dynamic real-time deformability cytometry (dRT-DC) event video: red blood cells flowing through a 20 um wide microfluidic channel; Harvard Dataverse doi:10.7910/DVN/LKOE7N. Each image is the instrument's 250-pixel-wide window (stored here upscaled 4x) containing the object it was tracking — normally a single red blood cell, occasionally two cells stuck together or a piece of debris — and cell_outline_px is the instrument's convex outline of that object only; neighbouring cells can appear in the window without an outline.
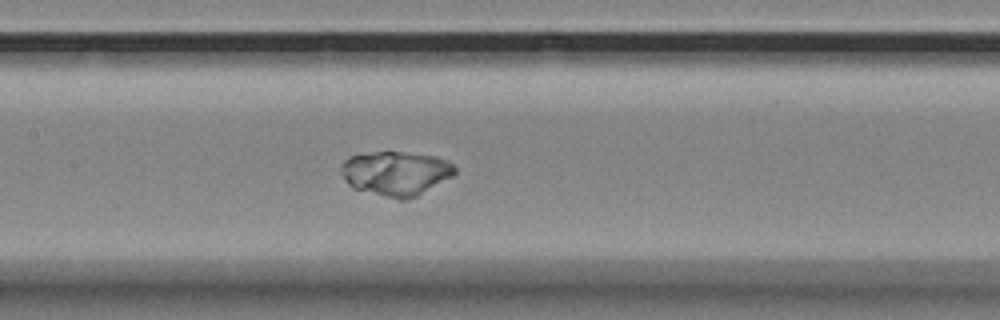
{"species": "Egyptian fruit bat (a non-hibernating species)", "species_latin": "Rousettus aegyptiacus", "temperature_condition": "room temperature", "stored_images_in_passage": 59, "camera_frame_rate_fps": 3000, "um_per_image_px": 0.085, "animal": {"sex": "female"}, "frame": {"image": 1, "passage_image": 28, "time_ms": 9.0, "image_size_px": [1000, 320], "cell_outline_px": [[456, 172], [452, 176], [416, 196], [404, 200], [400, 200], [352, 188], [348, 184], [340, 172], [340, 164], [348, 156], [372, 152], [400, 152], [436, 156], [448, 160], [456, 168]], "centroid_in_image_um": [33.61, 14.72], "position_along_channel_um": 173.8, "area_um2": 29.36}}
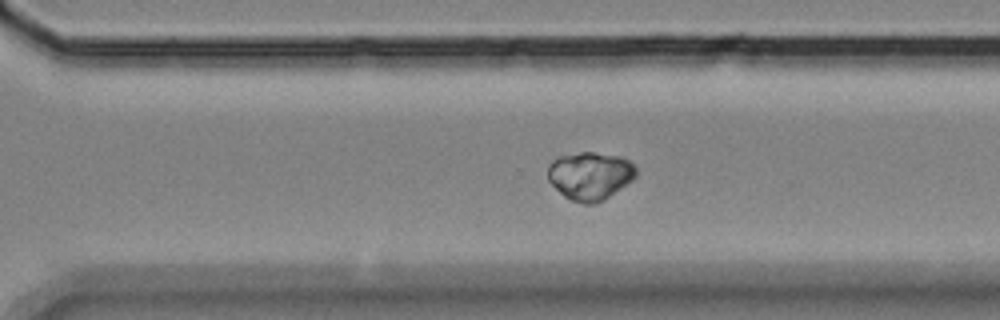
{"frame": {"image": 2, "passage_image": 41, "time_ms": 13.333, "image_size_px": [1000, 320], "cell_outline_px": [[636, 176], [632, 180], [604, 200], [596, 204], [584, 204], [572, 200], [564, 196], [548, 180], [548, 168], [552, 160], [560, 156], [580, 152], [592, 152], [620, 156], [628, 160], [636, 168]], "centroid_in_image_um": [50.15, 14.94], "position_along_channel_um": 320.4, "area_um2": 24.57}}
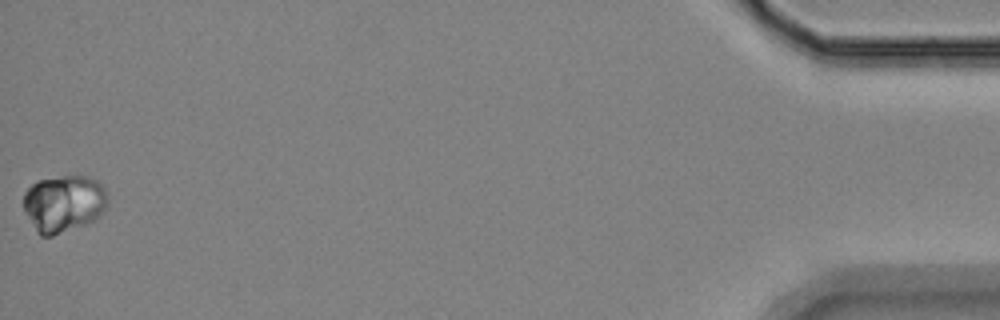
{"frame": {"image": 3, "passage_image": 59, "time_ms": 19.333, "image_size_px": [1000, 320], "cell_outline_px": [[108, 204], [100, 216], [84, 224], [52, 236], [40, 236], [36, 232], [24, 212], [24, 192], [36, 180], [64, 176], [84, 176], [96, 180], [108, 192]], "centroid_in_image_um": [5.41, 17.3], "position_along_channel_um": 429.8, "area_um2": 28.09}}